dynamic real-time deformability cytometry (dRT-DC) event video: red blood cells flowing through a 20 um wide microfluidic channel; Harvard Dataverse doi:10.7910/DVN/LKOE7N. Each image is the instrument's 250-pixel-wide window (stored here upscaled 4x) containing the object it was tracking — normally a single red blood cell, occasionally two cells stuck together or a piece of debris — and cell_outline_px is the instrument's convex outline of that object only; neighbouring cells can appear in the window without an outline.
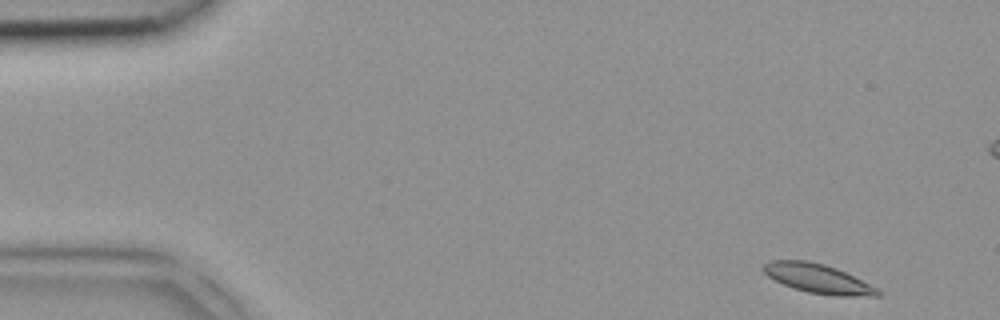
{"species": "common noctule bat (a hibernating species)", "species_latin": "Nyctalus noctula", "temperature_condition": "room temperature", "stored_images_in_passage": 3, "camera_frame_rate_fps": 3000, "um_per_image_px": 0.085, "animal": {"sex": "female", "body_mass_g": 18.4}, "frame": {"image": 1, "passage_image": 1, "time_ms": 0.0, "image_size_px": [1000, 320], "cell_outline_px": [[884, 292], [880, 296], [832, 296], [808, 292], [784, 284], [768, 276], [760, 268], [768, 260], [804, 260], [824, 264], [836, 268]], "centroid_in_image_um": [69.51, 23.68], "position_along_channel_um": 15.5, "area_um2": 19.25}}